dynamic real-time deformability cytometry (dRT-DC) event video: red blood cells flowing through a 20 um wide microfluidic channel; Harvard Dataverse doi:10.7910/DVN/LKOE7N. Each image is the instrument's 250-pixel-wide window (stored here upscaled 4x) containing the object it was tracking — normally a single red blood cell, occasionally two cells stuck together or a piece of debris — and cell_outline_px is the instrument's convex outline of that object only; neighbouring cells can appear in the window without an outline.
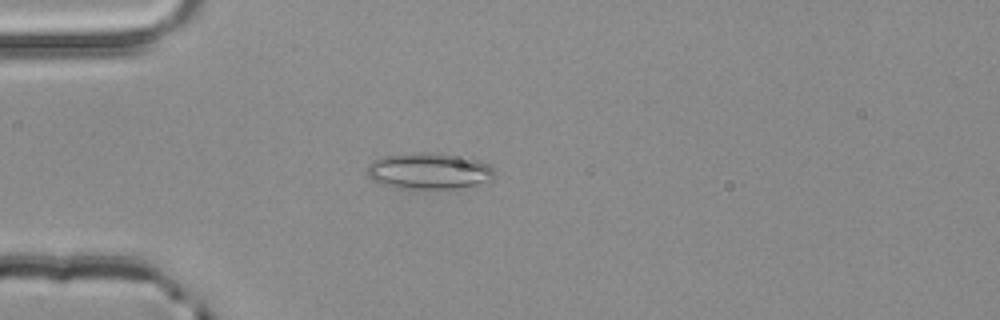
{"species": "common noctule bat (a hibernating species)", "species_latin": "Nyctalus noctula", "temperature_condition": "room temperature", "stored_images_in_passage": 2, "camera_frame_rate_fps": 3000, "um_per_image_px": 0.085, "animal": {"sex": "male", "body_mass_g": 20.4}, "frame": {"image": 1, "passage_image": 2, "time_ms": 0.333, "image_size_px": [1000, 320], "cell_outline_px": [[496, 172], [492, 180], [452, 188], [416, 188], [384, 184], [372, 180], [364, 172], [364, 168], [372, 160], [384, 156], [428, 152], [468, 156], [488, 164]], "centroid_in_image_um": [36.45, 14.5], "position_along_channel_um": 48.5, "area_um2": 26.65}}